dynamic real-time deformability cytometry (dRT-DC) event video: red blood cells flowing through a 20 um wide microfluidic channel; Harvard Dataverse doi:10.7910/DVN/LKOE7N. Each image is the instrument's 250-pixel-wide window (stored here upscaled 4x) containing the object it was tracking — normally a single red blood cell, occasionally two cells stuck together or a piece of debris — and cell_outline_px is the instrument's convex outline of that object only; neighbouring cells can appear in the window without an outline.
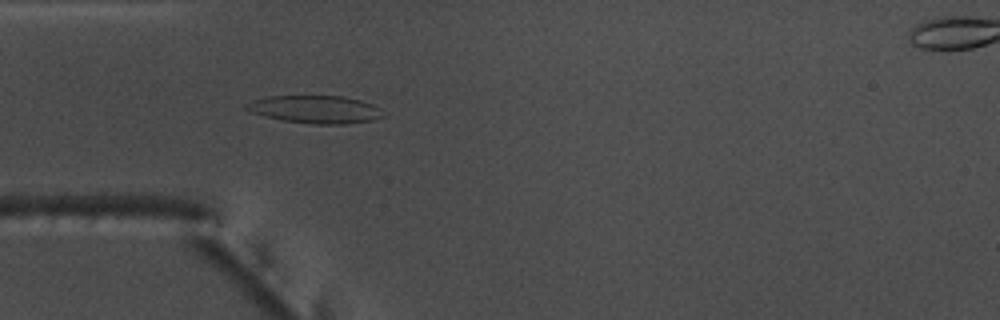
{"species": "common noctule bat (a hibernating species)", "species_latin": "Nyctalus noctula", "temperature_condition": "warm", "stored_images_in_passage": 54, "camera_frame_rate_fps": 3000, "um_per_image_px": 0.085, "animal": {"sex": "male", "body_mass_g": 17.5, "forearm_length_mm": 52.3}, "frame": {"image": 1, "passage_image": 16, "time_ms": 5.0, "image_size_px": [1000, 320], "cell_outline_px": [[388, 116], [372, 120], [344, 124], [316, 124], [284, 120], [264, 116], [252, 112], [244, 108], [244, 104], [252, 100], [268, 96], [344, 96], [360, 100], [372, 104], [380, 108]], "centroid_in_image_um": [26.83, 9.29], "position_along_channel_um": 58.2, "area_um2": 22.2}}
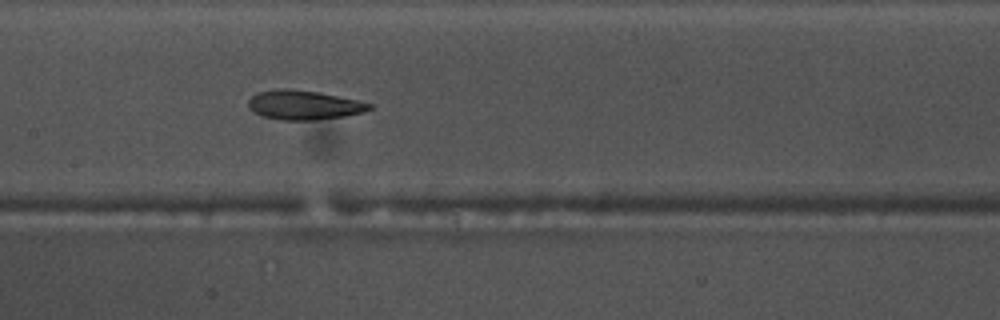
{"frame": {"image": 2, "passage_image": 26, "time_ms": 8.333, "image_size_px": [1000, 320], "cell_outline_px": [[372, 108], [364, 112], [344, 116], [312, 120], [280, 120], [260, 116], [252, 112], [248, 108], [248, 100], [252, 96], [260, 92], [276, 88], [288, 88], [320, 92], [356, 100], [372, 104]], "centroid_in_image_um": [25.78, 8.92], "position_along_channel_um": 181.6, "area_um2": 20.81}}
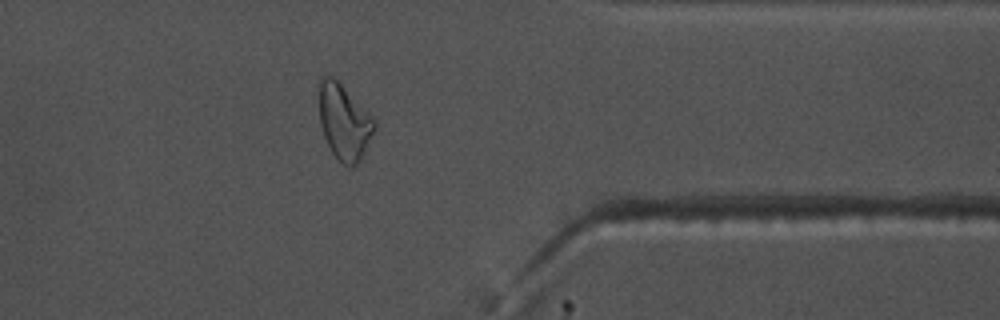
{"frame": {"image": 3, "passage_image": 43, "time_ms": 14.0, "image_size_px": [1000, 320], "cell_outline_px": [[376, 128], [360, 160], [352, 168], [348, 168], [332, 152], [324, 136], [320, 124], [320, 76], [332, 76], [376, 120]], "centroid_in_image_um": [29.26, 10.39], "position_along_channel_um": 382.1, "area_um2": 23.81}, "authors_computed_cell_mechanics": {"area_um2": 22.1663, "velocity_mm_per_s": 3.7854, "shape_relaxation_time_tau1_ms": null, "shape_relaxation_time_tau2_ms": 2.9246, "deformation_change_tau1": null, "deformation_change_tau2": 0.1071}}